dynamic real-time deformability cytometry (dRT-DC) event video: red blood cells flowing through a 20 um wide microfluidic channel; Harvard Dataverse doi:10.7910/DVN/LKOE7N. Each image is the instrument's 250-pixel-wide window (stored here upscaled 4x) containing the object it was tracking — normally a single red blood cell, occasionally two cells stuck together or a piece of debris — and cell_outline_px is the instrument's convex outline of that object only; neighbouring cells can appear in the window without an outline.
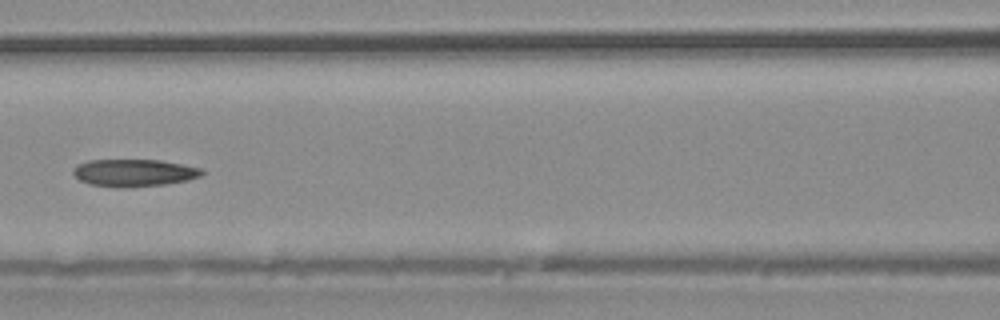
{"species": "common noctule bat (a hibernating species)", "species_latin": "Nyctalus noctula", "temperature_condition": "warm", "stored_images_in_passage": 37, "camera_frame_rate_fps": 3000, "um_per_image_px": 0.085, "animal": {"sex": "male", "body_mass_g": 20.4}, "frame": {"image": 1, "passage_image": 16, "time_ms": 5.0, "image_size_px": [1000, 320], "cell_outline_px": [[204, 172], [200, 176], [188, 180], [164, 184], [128, 188], [92, 184], [80, 180], [72, 172], [72, 168], [76, 164], [88, 160], [160, 160], [200, 168]], "centroid_in_image_um": [11.36, 14.68], "position_along_channel_um": 155.2, "area_um2": 20.35}}